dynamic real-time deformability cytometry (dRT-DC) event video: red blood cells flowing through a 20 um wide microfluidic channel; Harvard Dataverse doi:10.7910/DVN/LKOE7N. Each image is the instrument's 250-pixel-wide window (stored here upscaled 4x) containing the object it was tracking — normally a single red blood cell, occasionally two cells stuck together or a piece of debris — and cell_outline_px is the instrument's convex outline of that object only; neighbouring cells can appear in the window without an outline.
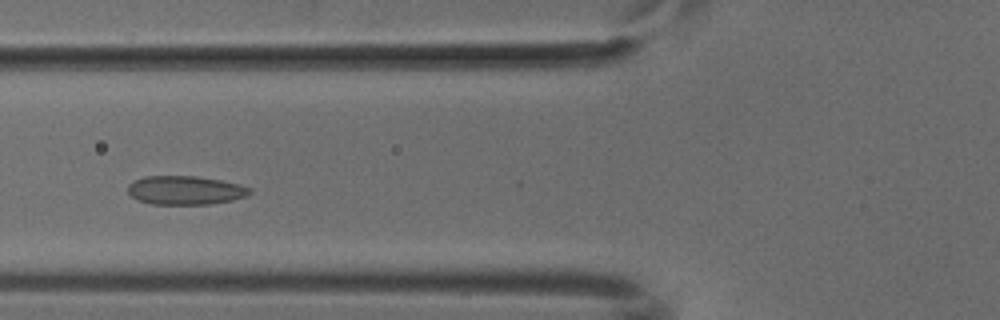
{"species": "common noctule bat (a hibernating species)", "species_latin": "Nyctalus noctula", "temperature_condition": "cold", "stored_images_in_passage": 49, "camera_frame_rate_fps": 3000, "um_per_image_px": 0.085, "animal": {"sex": "male", "body_mass_g": 18.8}, "frame": {"image": 1, "passage_image": 17, "time_ms": 5.333, "image_size_px": [1000, 320], "cell_outline_px": [[252, 192], [248, 196], [232, 200], [208, 204], [152, 204], [140, 200], [132, 196], [128, 192], [128, 184], [132, 180], [144, 176], [196, 176], [220, 180], [240, 184], [252, 188]], "centroid_in_image_um": [15.77, 16.16], "position_along_channel_um": 110.0, "area_um2": 20.52}}
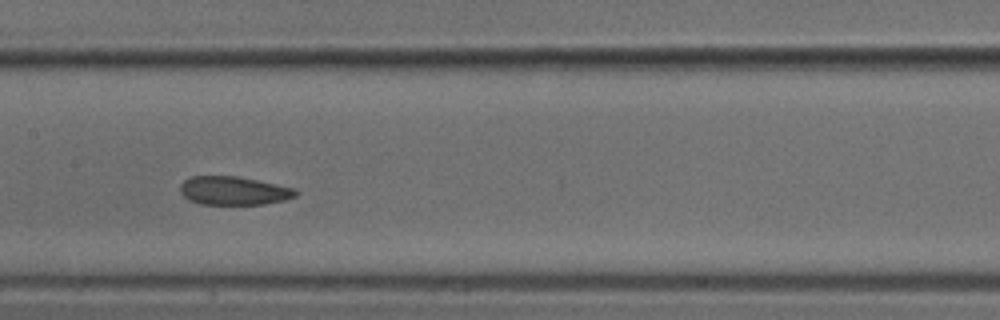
{"frame": {"image": 2, "passage_image": 23, "time_ms": 7.333, "image_size_px": [1000, 320], "cell_outline_px": [[300, 192], [296, 196], [284, 200], [264, 204], [200, 204], [188, 200], [180, 192], [180, 184], [184, 180], [192, 176], [236, 176], [296, 188]], "centroid_in_image_um": [19.87, 16.21], "position_along_channel_um": 187.5, "area_um2": 19.25}}
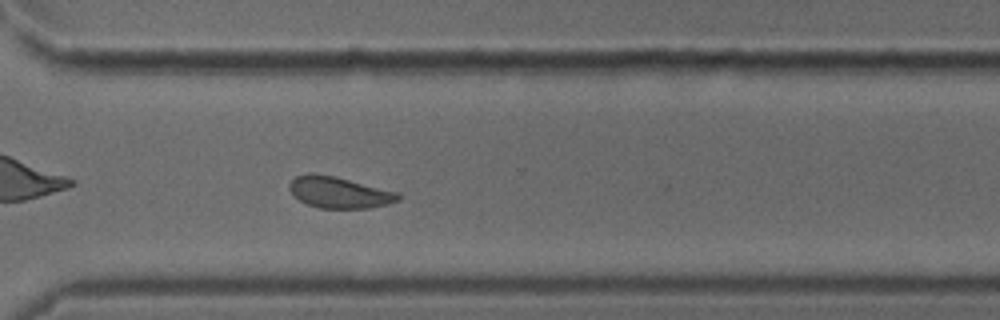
{"frame": {"image": 3, "passage_image": 35, "time_ms": 11.333, "image_size_px": [1000, 320], "cell_outline_px": [[400, 200], [388, 204], [368, 208], [320, 208], [308, 204], [292, 196], [288, 188], [288, 184], [296, 176], [308, 172], [312, 172], [332, 176], [400, 192]], "centroid_in_image_um": [28.81, 16.35], "position_along_channel_um": 341.8, "area_um2": 19.94}}